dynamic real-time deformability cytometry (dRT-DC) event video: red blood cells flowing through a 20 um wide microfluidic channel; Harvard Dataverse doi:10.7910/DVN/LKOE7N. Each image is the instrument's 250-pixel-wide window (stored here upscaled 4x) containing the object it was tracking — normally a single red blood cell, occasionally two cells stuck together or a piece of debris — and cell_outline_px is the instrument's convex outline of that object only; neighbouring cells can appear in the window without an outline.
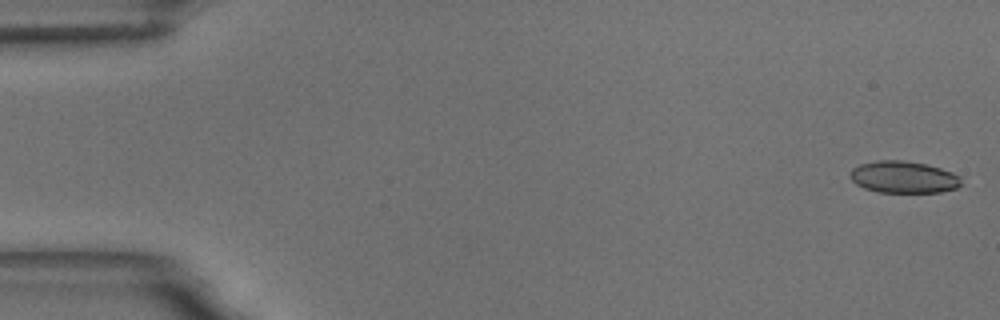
{"species": "common noctule bat (a hibernating species)", "species_latin": "Nyctalus noctula", "temperature_condition": "room temperature", "stored_images_in_passage": 50, "camera_frame_rate_fps": 3000, "um_per_image_px": 0.085, "animal": {"sex": "male", "body_mass_g": 18.8}, "frame": {"image": 1, "passage_image": 1, "time_ms": 0.0, "image_size_px": [1000, 320], "cell_outline_px": [[960, 184], [956, 188], [940, 192], [876, 192], [864, 188], [856, 184], [848, 176], [848, 172], [852, 168], [860, 164], [876, 160], [900, 160], [924, 164], [940, 168], [952, 172], [960, 176]], "centroid_in_image_um": [76.74, 15.05], "position_along_channel_um": 8.3, "area_um2": 20.69}}
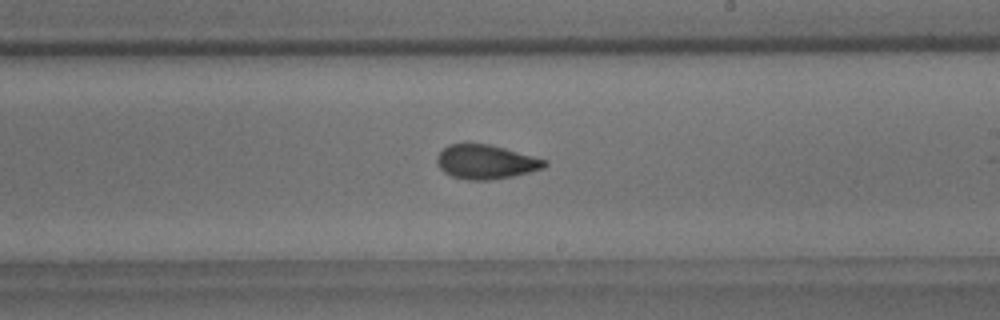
{"frame": {"image": 2, "passage_image": 32, "time_ms": 10.333, "image_size_px": [1000, 320], "cell_outline_px": [[548, 164], [544, 168], [512, 176], [488, 180], [468, 180], [452, 176], [444, 172], [436, 164], [436, 156], [448, 144], [488, 144], [504, 148], [548, 160]], "centroid_in_image_um": [41.28, 13.76], "position_along_channel_um": 247.7, "area_um2": 21.33}}
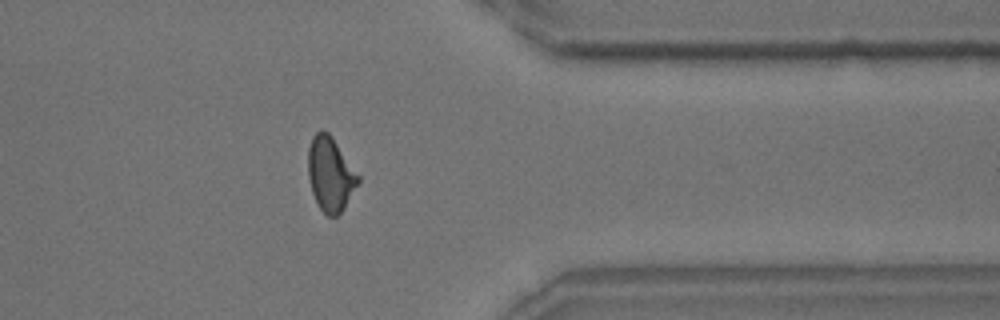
{"frame": {"image": 3, "passage_image": 44, "time_ms": 14.333, "image_size_px": [1000, 320], "cell_outline_px": [[360, 180], [344, 208], [336, 216], [328, 216], [320, 208], [312, 192], [308, 176], [308, 148], [312, 136], [320, 128], [324, 128], [332, 136], [360, 176]], "centroid_in_image_um": [28.07, 14.75], "position_along_channel_um": 383.3, "area_um2": 21.68}}